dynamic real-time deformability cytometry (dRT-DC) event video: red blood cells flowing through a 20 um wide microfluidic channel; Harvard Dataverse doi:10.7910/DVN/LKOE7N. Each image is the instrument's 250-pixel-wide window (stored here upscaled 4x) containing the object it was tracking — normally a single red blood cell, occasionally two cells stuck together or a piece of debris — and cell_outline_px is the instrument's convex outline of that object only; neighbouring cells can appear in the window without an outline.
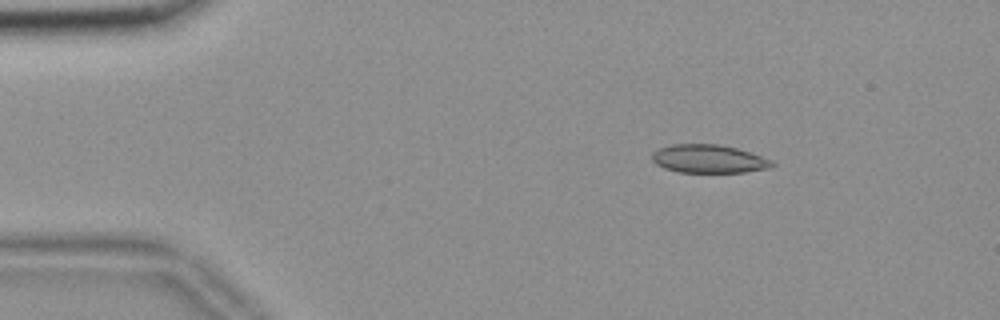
{"species": "common noctule bat (a hibernating species)", "species_latin": "Nyctalus noctula", "temperature_condition": "room temperature", "stored_images_in_passage": 48, "camera_frame_rate_fps": 3000, "um_per_image_px": 0.085, "animal": {"sex": "female", "body_mass_g": 18.4}, "frame": {"image": 1, "passage_image": 1, "time_ms": 0.0, "image_size_px": [1000, 320], "cell_outline_px": [[776, 164], [772, 168], [744, 172], [676, 172], [664, 168], [656, 164], [652, 160], [652, 152], [660, 148], [672, 144], [720, 144], [736, 148], [772, 160]], "centroid_in_image_um": [60.24, 13.51], "position_along_channel_um": 24.8, "area_um2": 19.83}}
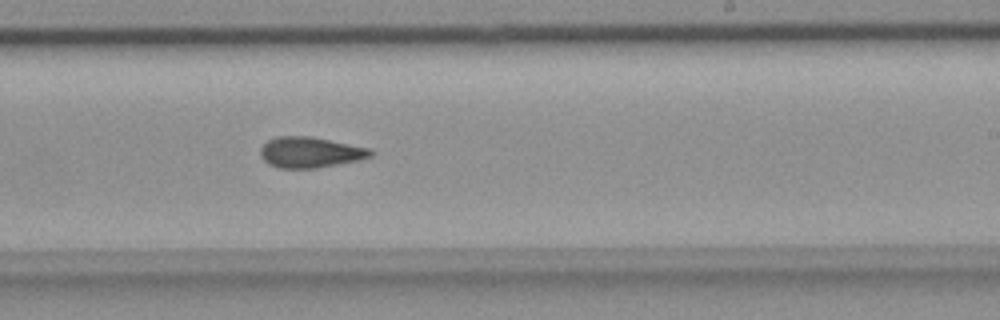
{"frame": {"image": 2, "passage_image": 26, "time_ms": 8.333, "image_size_px": [1000, 320], "cell_outline_px": [[372, 156], [360, 160], [316, 168], [280, 168], [268, 164], [260, 156], [260, 148], [268, 140], [276, 136], [312, 136], [372, 148]], "centroid_in_image_um": [26.38, 12.94], "position_along_channel_um": 262.6, "area_um2": 19.94}}
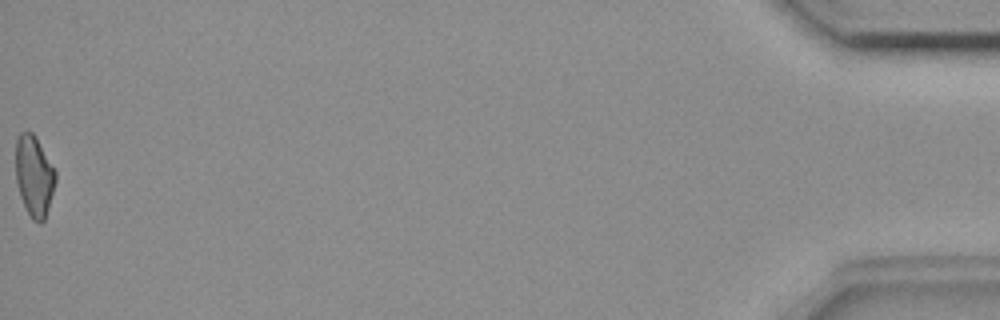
{"frame": {"image": 3, "passage_image": 48, "time_ms": 15.667, "image_size_px": [1000, 320], "cell_outline_px": [[56, 180], [48, 208], [44, 220], [40, 224], [32, 220], [20, 196], [16, 180], [16, 136], [20, 132], [32, 132], [36, 136], [56, 172]], "centroid_in_image_um": [2.89, 14.94], "position_along_channel_um": 432.3, "area_um2": 18.67}, "authors_computed_cell_mechanics": {"area_um2": 19.652, "velocity_mm_per_s": 3.6888, "shape_relaxation_time_tau1_ms": null, "shape_relaxation_time_tau2_ms": 6.9189, "deformation_change_tau1": null, "deformation_change_tau2": 0.1297}}